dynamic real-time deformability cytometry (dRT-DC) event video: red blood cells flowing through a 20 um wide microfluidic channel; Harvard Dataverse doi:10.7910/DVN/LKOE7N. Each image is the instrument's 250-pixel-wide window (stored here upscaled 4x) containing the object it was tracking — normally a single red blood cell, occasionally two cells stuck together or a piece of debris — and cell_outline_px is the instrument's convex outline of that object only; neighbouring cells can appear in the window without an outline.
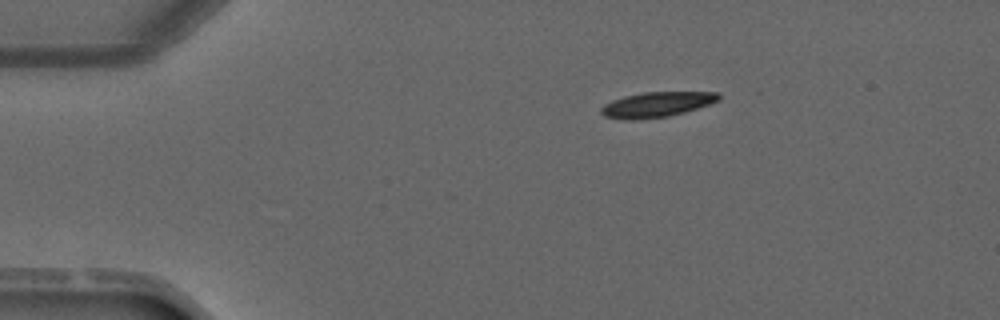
{"species": "common noctule bat (a hibernating species)", "species_latin": "Nyctalus noctula", "temperature_condition": "warm", "stored_images_in_passage": 4, "camera_frame_rate_fps": 3000, "um_per_image_px": 0.085, "animal": {"sex": "male", "forearm_length_mm": 52.5}, "frame": {"image": 1, "passage_image": 4, "time_ms": 3.667, "image_size_px": [1000, 320], "cell_outline_px": [[720, 100], [684, 112], [668, 116], [636, 120], [624, 120], [604, 116], [600, 112], [600, 108], [604, 104], [612, 100], [624, 96], [644, 92], [720, 92]], "centroid_in_image_um": [55.78, 8.88], "position_along_channel_um": 29.2, "area_um2": 17.22}}